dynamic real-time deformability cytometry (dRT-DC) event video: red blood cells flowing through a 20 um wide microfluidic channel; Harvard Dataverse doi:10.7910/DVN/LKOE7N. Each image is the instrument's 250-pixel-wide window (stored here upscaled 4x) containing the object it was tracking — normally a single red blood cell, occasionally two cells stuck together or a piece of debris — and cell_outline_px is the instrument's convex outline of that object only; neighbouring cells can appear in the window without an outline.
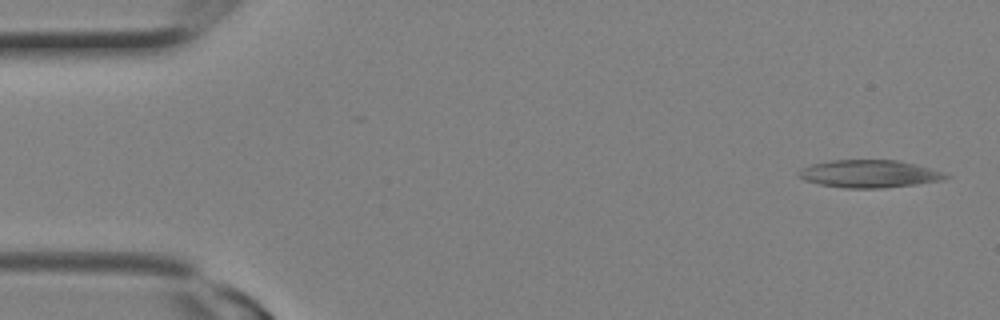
{"species": "Egyptian fruit bat (a non-hibernating species)", "species_latin": "Rousettus aegyptiacus", "temperature_condition": "room temperature", "stored_images_in_passage": 7, "camera_frame_rate_fps": 3000, "um_per_image_px": 0.085, "animal": {"sex": "female"}, "frame": {"image": 1, "passage_image": 1, "time_ms": 0.0, "image_size_px": [1000, 320], "cell_outline_px": [[952, 176], [940, 180], [916, 184], [884, 188], [844, 188], [820, 184], [804, 180], [796, 176], [804, 168], [812, 164], [832, 160], [896, 160], [916, 164], [944, 172]], "centroid_in_image_um": [73.91, 14.77], "position_along_channel_um": 11.1, "area_um2": 23.52}}
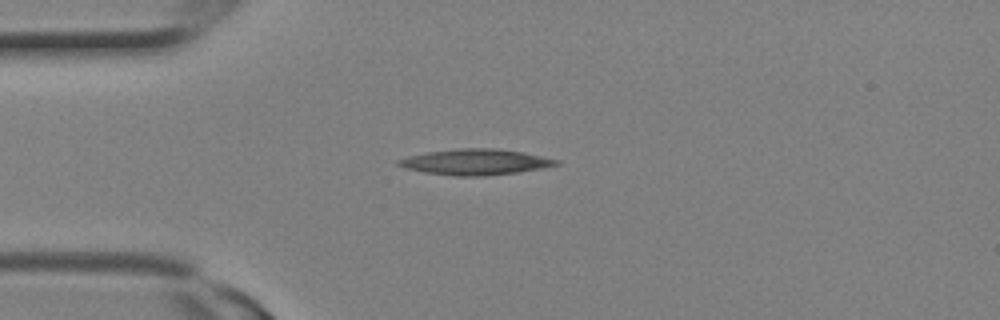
{"frame": {"image": 2, "passage_image": 6, "time_ms": 1.667, "image_size_px": [1000, 320], "cell_outline_px": [[560, 164], [544, 168], [516, 172], [484, 176], [452, 176], [424, 172], [404, 168], [396, 164], [396, 160], [408, 156], [428, 152], [460, 148], [496, 148], [524, 152], [560, 160]], "centroid_in_image_um": [40.41, 13.77], "position_along_channel_um": 44.6, "area_um2": 23.81}}